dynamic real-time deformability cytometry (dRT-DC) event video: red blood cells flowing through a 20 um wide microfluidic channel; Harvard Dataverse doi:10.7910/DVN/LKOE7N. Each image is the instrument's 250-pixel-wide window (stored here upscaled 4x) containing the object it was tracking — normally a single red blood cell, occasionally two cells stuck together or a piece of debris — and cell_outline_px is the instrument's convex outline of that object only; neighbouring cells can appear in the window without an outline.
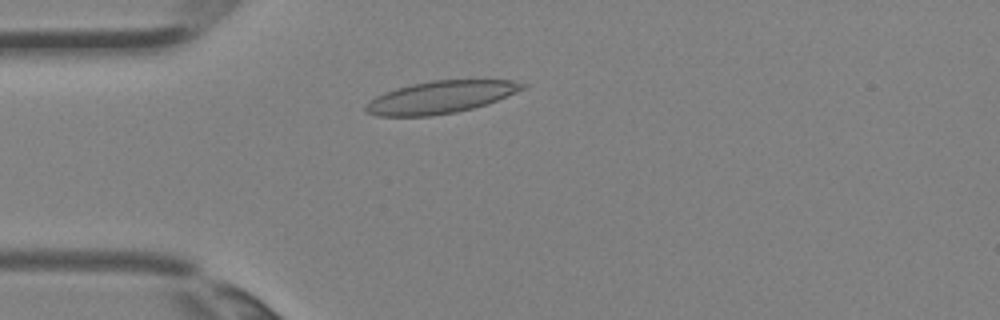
{"species": "Egyptian fruit bat (a non-hibernating species)", "species_latin": "Rousettus aegyptiacus", "temperature_condition": "room temperature", "stored_images_in_passage": 2, "camera_frame_rate_fps": 3000, "um_per_image_px": 0.085, "animal": {"sex": "female"}, "frame": {"image": 1, "passage_image": 2, "time_ms": 0.333, "image_size_px": [1000, 320], "cell_outline_px": [[528, 84], [524, 88], [488, 104], [456, 112], [428, 116], [376, 116], [364, 112], [364, 108], [376, 96], [384, 92], [396, 88], [412, 84], [432, 80], [512, 80]], "centroid_in_image_um": [37.43, 8.26], "position_along_channel_um": 47.6, "area_um2": 29.36}}